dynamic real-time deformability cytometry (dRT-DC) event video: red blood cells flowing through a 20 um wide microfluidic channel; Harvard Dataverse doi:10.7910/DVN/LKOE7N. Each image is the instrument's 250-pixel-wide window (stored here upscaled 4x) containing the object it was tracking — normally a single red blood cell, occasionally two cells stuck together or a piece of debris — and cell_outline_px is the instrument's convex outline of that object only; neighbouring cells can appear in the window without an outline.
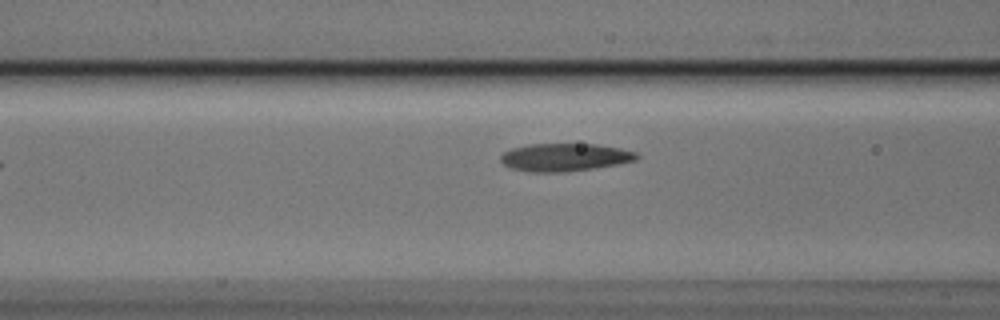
{"species": "Egyptian fruit bat (a non-hibernating species)", "species_latin": "Rousettus aegyptiacus", "temperature_condition": "cold", "stored_images_in_passage": 8, "segment_of_instrument_passage": [2, 2], "camera_frame_rate_fps": 3000, "um_per_image_px": 0.085, "animal": {"sex": "male"}, "frame": {"image": 1, "passage_image": 8, "time_ms": 2.333, "image_size_px": [1000, 320], "cell_outline_px": [[640, 156], [636, 160], [616, 164], [592, 168], [564, 172], [528, 172], [512, 168], [504, 164], [500, 160], [500, 156], [504, 152], [512, 148], [528, 144], [596, 144], [620, 148], [636, 152]], "centroid_in_image_um": [47.99, 13.36], "position_along_channel_um": 118.6, "area_um2": 21.96}}